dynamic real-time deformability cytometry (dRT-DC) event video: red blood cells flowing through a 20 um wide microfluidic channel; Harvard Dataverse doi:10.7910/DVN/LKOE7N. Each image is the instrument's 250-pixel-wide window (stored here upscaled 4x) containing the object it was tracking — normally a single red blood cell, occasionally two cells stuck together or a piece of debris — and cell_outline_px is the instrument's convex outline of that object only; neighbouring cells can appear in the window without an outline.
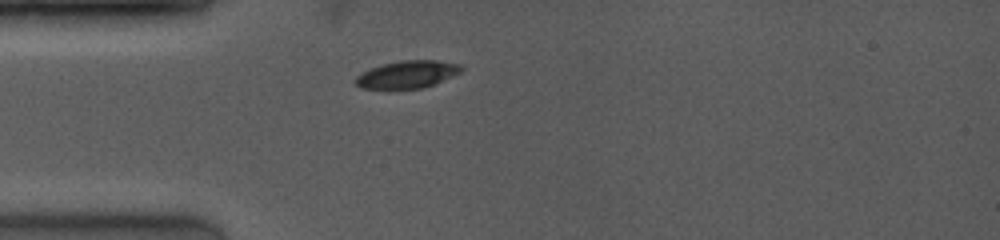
{"species": "common noctule bat (a hibernating species)", "species_latin": "Nyctalus noctula", "temperature_condition": "room temperature", "stored_images_in_passage": 23, "camera_frame_rate_fps": 4000, "um_per_image_px": 0.085, "animal": {"sex": "female", "body_mass_g": 19.0, "forearm_length_mm": 53.3}, "frame": {"image": 1, "passage_image": 1, "time_ms": 0.0, "image_size_px": [1000, 240], "cell_outline_px": [[464, 68], [460, 72], [424, 88], [392, 92], [360, 88], [352, 80], [356, 76], [372, 68], [384, 64], [404, 60], [436, 60], [460, 64]], "centroid_in_image_um": [34.55, 6.39], "position_along_channel_um": 50.5, "area_um2": 17.51}}
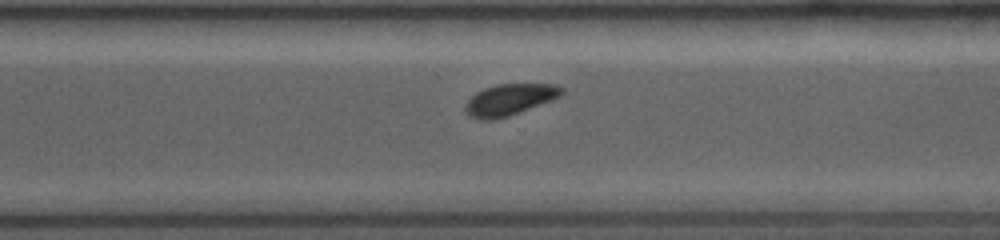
{"frame": {"image": 2, "passage_image": 19, "time_ms": 7.0, "image_size_px": [1000, 240], "cell_outline_px": [[564, 92], [560, 96], [552, 100], [508, 116], [492, 120], [480, 120], [468, 116], [464, 108], [468, 100], [476, 92], [484, 88], [496, 84], [556, 84], [564, 88]], "centroid_in_image_um": [43.3, 8.47], "position_along_channel_um": 327.3, "area_um2": 17.63}}
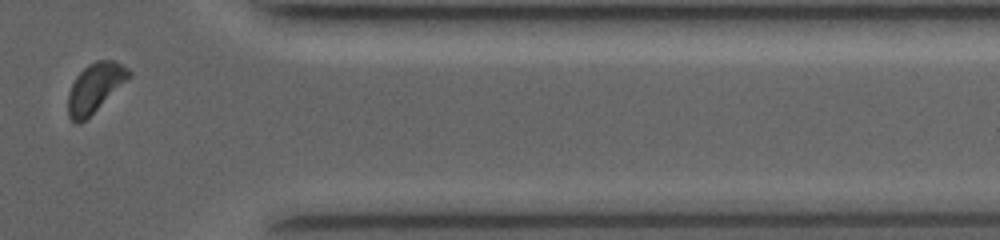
{"frame": {"image": 3, "passage_image": 22, "time_ms": 9.0, "image_size_px": [1000, 240], "cell_outline_px": [[132, 76], [80, 124], [76, 124], [68, 116], [68, 92], [76, 76], [88, 64], [96, 60], [112, 60], [128, 68], [132, 72]], "centroid_in_image_um": [8.07, 7.44], "position_along_channel_um": 403.3, "area_um2": 17.22}, "authors_computed_cell_mechanics": {"area_um2": 17.7446, "velocity_mm_per_s": 4.093, "shape_relaxation_time_tau1_ms": 1.4497, "shape_relaxation_time_tau2_ms": null, "deformation_change_tau1": 0.1171, "deformation_change_tau2": null}}